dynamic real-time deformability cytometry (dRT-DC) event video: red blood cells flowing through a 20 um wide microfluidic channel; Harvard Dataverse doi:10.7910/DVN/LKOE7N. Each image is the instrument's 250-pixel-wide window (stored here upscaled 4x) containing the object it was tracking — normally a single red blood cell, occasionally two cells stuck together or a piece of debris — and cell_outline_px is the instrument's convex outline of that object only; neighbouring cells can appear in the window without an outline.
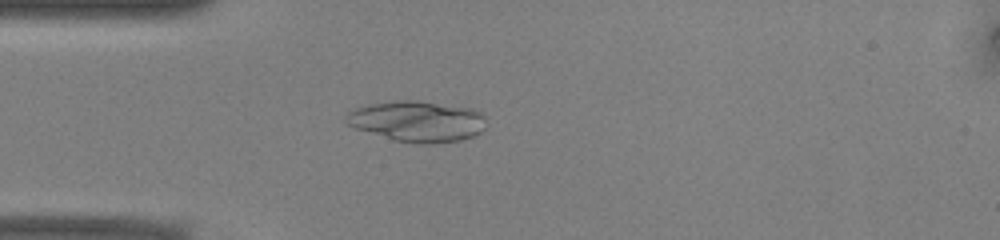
{"species": "common noctule bat (a hibernating species)", "species_latin": "Nyctalus noctula", "temperature_condition": "warm", "stored_images_in_passage": 51, "camera_frame_rate_fps": 3000, "um_per_image_px": 0.085, "animal": {"sex": "male", "body_mass_g": 13.0, "forearm_length_mm": 53.1}, "frame": {"image": 1, "passage_image": 14, "time_ms": 4.333, "image_size_px": [1000, 240], "cell_outline_px": [[484, 128], [480, 132], [472, 136], [460, 140], [428, 144], [416, 144], [396, 140], [356, 128], [348, 124], [344, 120], [344, 116], [348, 112], [356, 108], [368, 104], [400, 100], [420, 100], [472, 108], [480, 112], [484, 116]], "centroid_in_image_um": [35.47, 10.3], "position_along_channel_um": 49.5, "area_um2": 33.23}}
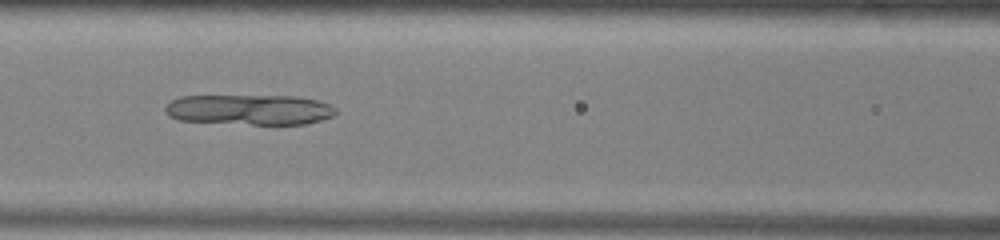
{"frame": {"image": 2, "passage_image": 22, "time_ms": 7.0, "image_size_px": [1000, 240], "cell_outline_px": [[336, 112], [332, 116], [320, 120], [304, 124], [252, 124], [180, 120], [168, 116], [164, 108], [172, 100], [180, 96], [296, 96], [316, 100], [328, 104], [336, 108]], "centroid_in_image_um": [21.2, 9.32], "position_along_channel_um": 145.4, "area_um2": 29.88}}
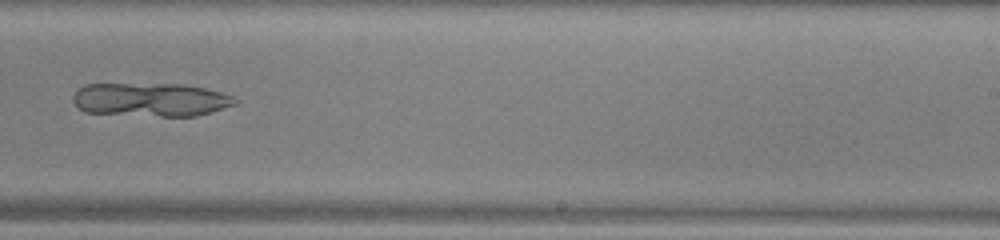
{"frame": {"image": 3, "passage_image": 32, "time_ms": 10.333, "image_size_px": [1000, 240], "cell_outline_px": [[236, 104], [212, 112], [196, 116], [160, 116], [84, 112], [72, 100], [72, 96], [84, 84], [184, 84], [204, 88], [220, 92], [232, 96], [236, 100]], "centroid_in_image_um": [12.81, 8.47], "position_along_channel_um": 276.2, "area_um2": 31.56}}